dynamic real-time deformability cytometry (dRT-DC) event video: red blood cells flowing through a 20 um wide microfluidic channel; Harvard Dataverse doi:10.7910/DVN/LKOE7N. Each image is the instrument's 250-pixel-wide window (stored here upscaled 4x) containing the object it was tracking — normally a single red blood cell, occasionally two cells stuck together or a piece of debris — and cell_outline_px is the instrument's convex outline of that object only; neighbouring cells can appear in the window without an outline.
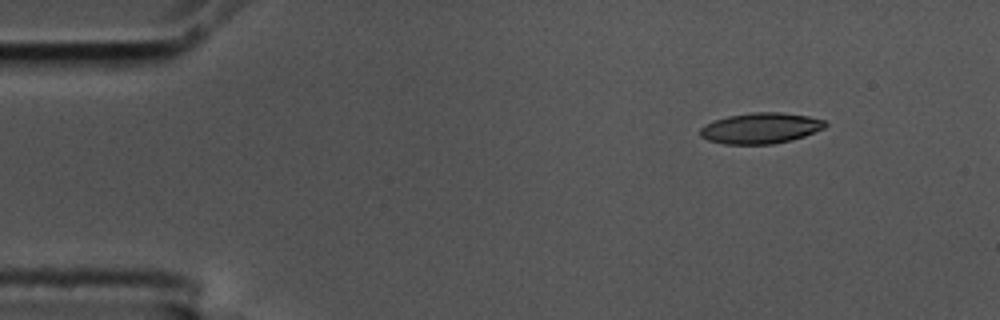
{"species": "common noctule bat (a hibernating species)", "species_latin": "Nyctalus noctula", "temperature_condition": "cold", "stored_images_in_passage": 50, "camera_frame_rate_fps": 3000, "um_per_image_px": 0.085, "animal": {"sex": "male", "body_mass_g": 17.5, "forearm_length_mm": 52.3}, "frame": {"image": 1, "passage_image": 1, "time_ms": 0.0, "image_size_px": [1000, 320], "cell_outline_px": [[828, 124], [824, 128], [804, 136], [792, 140], [772, 144], [724, 144], [708, 140], [700, 136], [700, 128], [704, 124], [728, 116], [752, 112], [780, 112], [808, 116], [824, 120]], "centroid_in_image_um": [64.65, 10.89], "position_along_channel_um": 20.4, "area_um2": 22.43}}
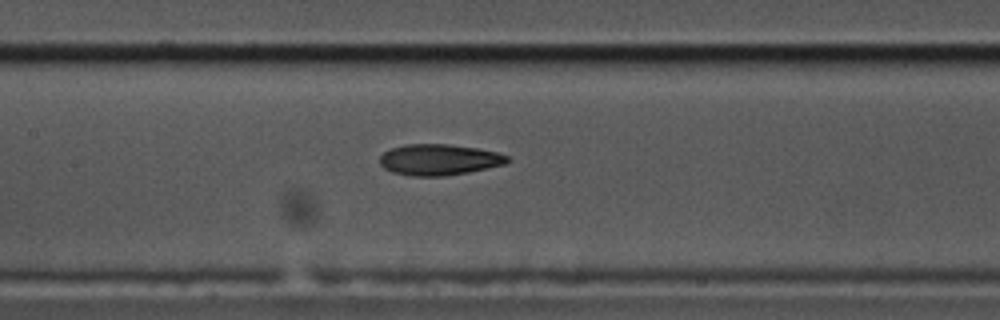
{"frame": {"image": 2, "passage_image": 20, "time_ms": 6.333, "image_size_px": [1000, 320], "cell_outline_px": [[512, 160], [504, 164], [468, 172], [444, 176], [412, 176], [392, 172], [384, 168], [380, 164], [380, 156], [384, 152], [392, 148], [408, 144], [448, 144], [476, 148], [496, 152], [508, 156]], "centroid_in_image_um": [37.31, 13.57], "position_along_channel_um": 170.1, "area_um2": 22.95}}
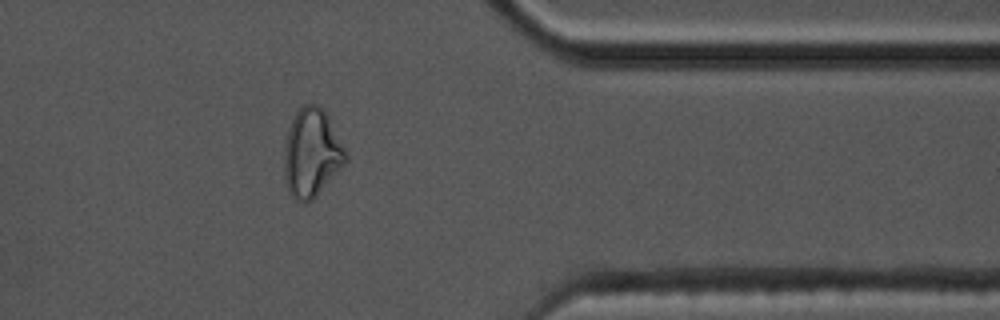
{"frame": {"image": 3, "passage_image": 39, "time_ms": 12.667, "image_size_px": [1000, 320], "cell_outline_px": [[348, 160], [316, 196], [312, 200], [296, 200], [292, 196], [288, 188], [284, 176], [284, 148], [288, 128], [296, 112], [304, 104], [316, 104], [324, 112], [344, 148], [348, 156]], "centroid_in_image_um": [26.47, 13.01], "position_along_channel_um": 384.9, "area_um2": 30.92}, "authors_computed_cell_mechanics": {"area_um2": 23.3512, "velocity_mm_per_s": 3.6243, "shape_relaxation_time_tau1_ms": 7.8398, "shape_relaxation_time_tau2_ms": 4.8021, "deformation_change_tau1": 0.1988, "deformation_change_tau2": 0.1333}}